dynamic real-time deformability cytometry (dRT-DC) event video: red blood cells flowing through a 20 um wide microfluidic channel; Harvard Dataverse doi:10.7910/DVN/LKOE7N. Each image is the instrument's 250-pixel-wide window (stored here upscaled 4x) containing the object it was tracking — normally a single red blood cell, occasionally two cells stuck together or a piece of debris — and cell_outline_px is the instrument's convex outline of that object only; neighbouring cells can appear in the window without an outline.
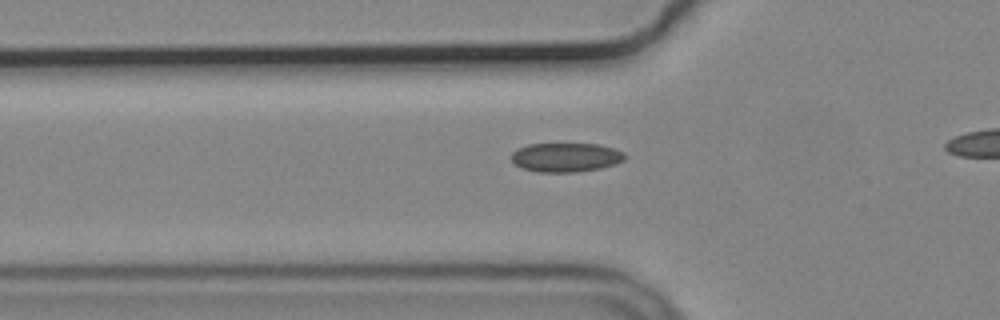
{"species": "common noctule bat (a hibernating species)", "species_latin": "Nyctalus noctula", "temperature_condition": "cold", "stored_images_in_passage": 28, "camera_frame_rate_fps": 3000, "um_per_image_px": 0.085, "animal": {"sex": "male", "body_mass_g": 19.2, "forearm_length_mm": 51.8}, "frame": {"image": 1, "passage_image": 2, "time_ms": 0.333, "image_size_px": [1000, 320], "cell_outline_px": [[628, 156], [624, 160], [616, 164], [600, 168], [576, 172], [536, 172], [520, 168], [512, 160], [512, 152], [516, 148], [528, 144], [596, 144], [612, 148], [624, 152]], "centroid_in_image_um": [48.09, 13.38], "position_along_channel_um": 77.7, "area_um2": 19.36}}
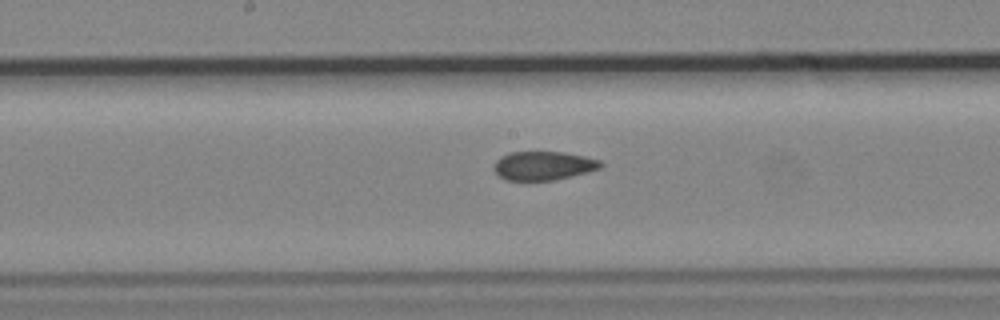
{"frame": {"image": 2, "passage_image": 12, "time_ms": 3.667, "image_size_px": [1000, 320], "cell_outline_px": [[604, 164], [600, 168], [556, 180], [504, 180], [496, 176], [492, 168], [496, 160], [500, 156], [508, 152], [564, 152], [584, 156], [600, 160]], "centroid_in_image_um": [46.12, 14.08], "position_along_channel_um": 202.1, "area_um2": 18.09}}
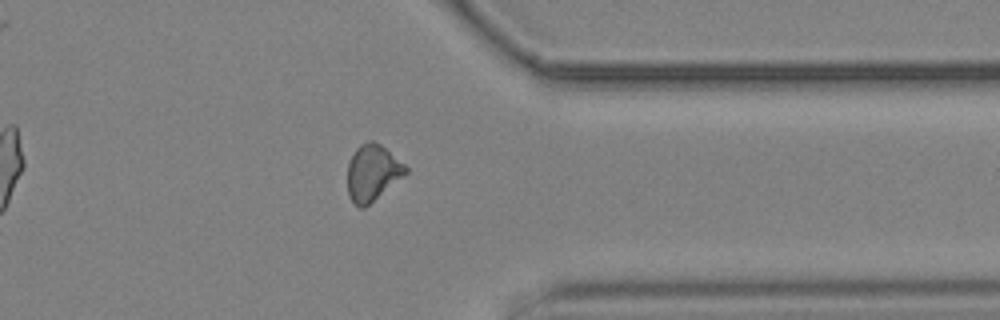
{"frame": {"image": 3, "passage_image": 27, "time_ms": 8.667, "image_size_px": [1000, 320], "cell_outline_px": [[408, 172], [364, 208], [360, 208], [348, 196], [348, 164], [356, 148], [360, 144], [368, 140], [372, 140], [380, 144], [404, 164], [408, 168]], "centroid_in_image_um": [31.65, 14.67], "position_along_channel_um": 379.8, "area_um2": 18.73}}